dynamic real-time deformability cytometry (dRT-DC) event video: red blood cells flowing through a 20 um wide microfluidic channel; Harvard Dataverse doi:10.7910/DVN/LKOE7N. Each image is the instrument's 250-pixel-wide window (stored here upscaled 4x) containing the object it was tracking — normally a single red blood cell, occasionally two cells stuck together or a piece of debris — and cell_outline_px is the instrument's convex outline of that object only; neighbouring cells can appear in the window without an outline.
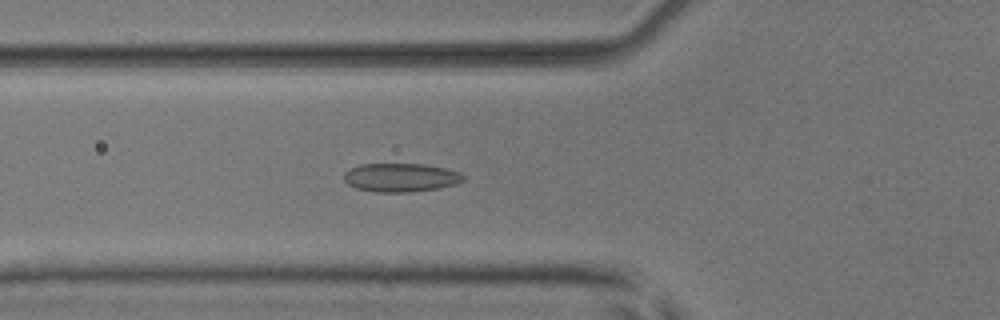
{"species": "common noctule bat (a hibernating species)", "species_latin": "Nyctalus noctula", "temperature_condition": "room temperature", "stored_images_in_passage": 36, "camera_frame_rate_fps": 3000, "um_per_image_px": 0.085, "animal": {"sex": "male", "body_mass_g": 17.9, "forearm_length_mm": 54.2}, "frame": {"image": 1, "passage_image": 3, "time_ms": 0.667, "image_size_px": [1000, 320], "cell_outline_px": [[464, 180], [456, 184], [436, 188], [408, 192], [376, 192], [356, 188], [348, 184], [344, 180], [344, 172], [360, 164], [424, 164], [444, 168], [460, 172], [464, 176]], "centroid_in_image_um": [34.05, 15.08], "position_along_channel_um": 91.7, "area_um2": 19.77}}
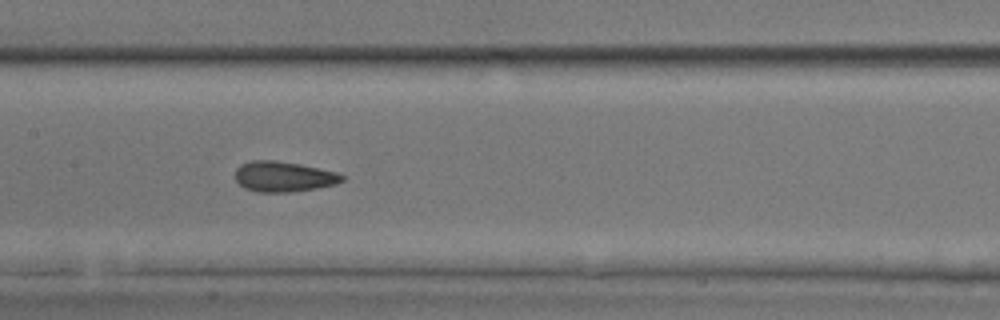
{"frame": {"image": 2, "passage_image": 10, "time_ms": 3.0, "image_size_px": [1000, 320], "cell_outline_px": [[344, 180], [336, 184], [316, 188], [292, 192], [256, 192], [244, 188], [236, 180], [236, 168], [240, 164], [252, 160], [276, 160], [300, 164], [336, 172], [344, 176]], "centroid_in_image_um": [24.09, 15.01], "position_along_channel_um": 183.3, "area_um2": 18.96}}
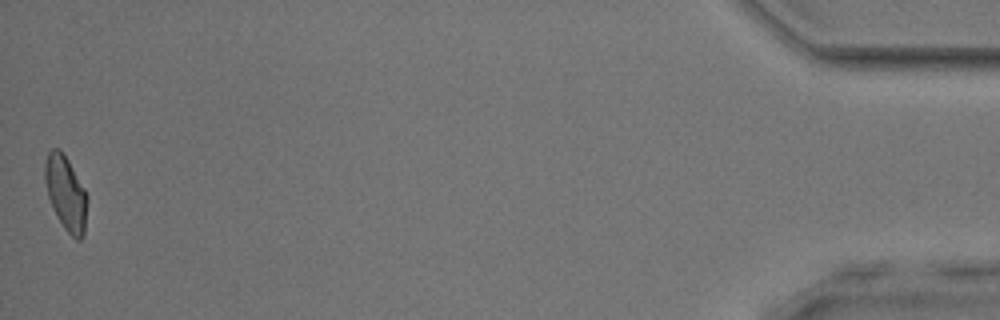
{"frame": {"image": 3, "passage_image": 36, "time_ms": 11.667, "image_size_px": [1000, 320], "cell_outline_px": [[88, 200], [84, 236], [80, 240], [76, 240], [64, 228], [56, 216], [48, 196], [44, 180], [44, 164], [48, 152], [52, 148], [60, 148], [68, 160], [84, 188], [88, 196]], "centroid_in_image_um": [5.6, 16.42], "position_along_channel_um": 429.6, "area_um2": 18.55}, "authors_computed_cell_mechanics": {"area_um2": 18.4382, "velocity_mm_per_s": 3.9146, "shape_relaxation_time_tau1_ms": 3.9518, "shape_relaxation_time_tau2_ms": 1.3192, "deformation_change_tau1": 0.0968, "deformation_change_tau2": 0.0808}}